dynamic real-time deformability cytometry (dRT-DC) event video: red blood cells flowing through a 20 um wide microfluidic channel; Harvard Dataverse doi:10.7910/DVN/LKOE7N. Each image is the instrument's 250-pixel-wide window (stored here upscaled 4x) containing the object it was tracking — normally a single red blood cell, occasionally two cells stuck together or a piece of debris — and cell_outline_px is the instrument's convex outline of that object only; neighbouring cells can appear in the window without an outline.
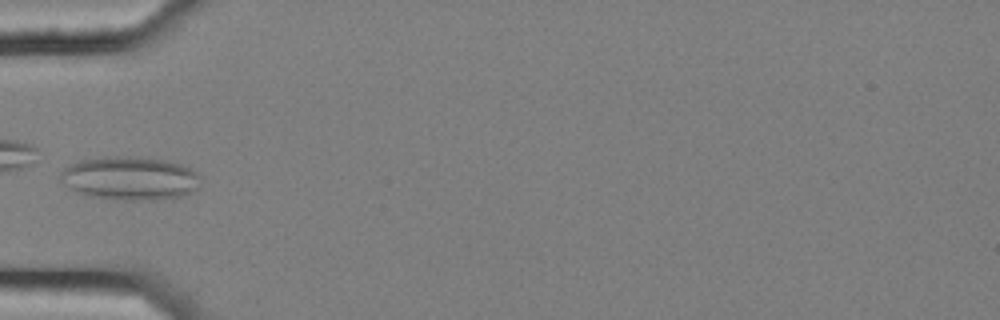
{"species": "common noctule bat (a hibernating species)", "species_latin": "Nyctalus noctula", "temperature_condition": "cold", "stored_images_in_passage": 9, "camera_frame_rate_fps": 3000, "um_per_image_px": 0.085, "animal": {"sex": "female", "body_mass_g": 25.1}, "frame": {"image": 1, "passage_image": 6, "time_ms": 1.667, "image_size_px": [1000, 320], "cell_outline_px": [[200, 188], [192, 192], [180, 196], [152, 200], [124, 200], [92, 196], [80, 192], [64, 184], [56, 176], [64, 168], [80, 160], [108, 156], [128, 156], [164, 160], [180, 164], [196, 172], [200, 176]], "centroid_in_image_um": [11.05, 15.15], "position_along_channel_um": 73.9, "area_um2": 35.37}}